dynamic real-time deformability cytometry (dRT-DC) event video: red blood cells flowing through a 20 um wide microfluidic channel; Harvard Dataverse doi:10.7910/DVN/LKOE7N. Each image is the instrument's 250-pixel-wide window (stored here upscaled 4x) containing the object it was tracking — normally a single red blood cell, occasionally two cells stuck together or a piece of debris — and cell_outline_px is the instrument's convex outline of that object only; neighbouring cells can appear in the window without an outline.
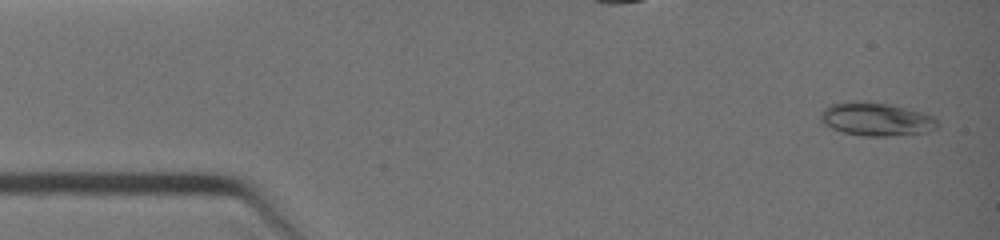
{"species": "common noctule bat (a hibernating species)", "species_latin": "Nyctalus noctula", "temperature_condition": "warm", "stored_images_in_passage": 4, "segment_of_instrument_passage": [2, 2], "camera_frame_rate_fps": 3000, "um_per_image_px": 0.085, "animal": {"sex": "female", "body_mass_g": 19.0, "forearm_length_mm": 51.5}, "frame": {"image": 1, "passage_image": 4, "time_ms": 3.0, "image_size_px": [1000, 240], "cell_outline_px": [[940, 124], [936, 128], [928, 132], [888, 136], [864, 136], [844, 132], [820, 124], [820, 112], [828, 104], [848, 100], [856, 100], [892, 104], [920, 112], [932, 116]], "centroid_in_image_um": [74.41, 10.11], "position_along_channel_um": 10.6, "area_um2": 23.06}}